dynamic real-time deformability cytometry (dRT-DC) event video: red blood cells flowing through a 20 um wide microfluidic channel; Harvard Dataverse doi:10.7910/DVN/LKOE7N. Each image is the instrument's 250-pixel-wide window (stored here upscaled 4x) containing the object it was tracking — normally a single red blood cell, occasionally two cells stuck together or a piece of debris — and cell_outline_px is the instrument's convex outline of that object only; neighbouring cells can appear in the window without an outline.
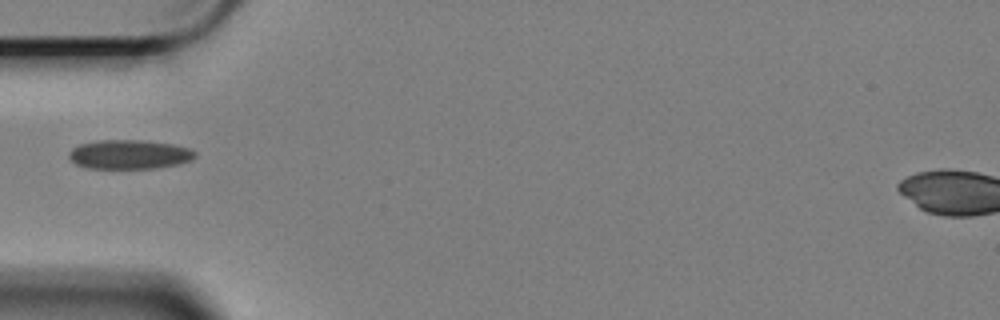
{"species": "Egyptian fruit bat (a non-hibernating species)", "species_latin": "Rousettus aegyptiacus", "temperature_condition": "cold", "stored_images_in_passage": 3, "camera_frame_rate_fps": 3000, "um_per_image_px": 0.085, "animal": {"sex": "female"}, "frame": {"image": 1, "passage_image": 1, "time_ms": 0.0, "image_size_px": [1000, 320], "cell_outline_px": [[196, 156], [192, 160], [176, 164], [156, 168], [88, 168], [76, 164], [68, 156], [68, 152], [72, 148], [80, 144], [96, 140], [144, 140], [172, 144], [188, 148], [196, 152]], "centroid_in_image_um": [10.98, 13.12], "position_along_channel_um": 74.0, "area_um2": 21.44}}